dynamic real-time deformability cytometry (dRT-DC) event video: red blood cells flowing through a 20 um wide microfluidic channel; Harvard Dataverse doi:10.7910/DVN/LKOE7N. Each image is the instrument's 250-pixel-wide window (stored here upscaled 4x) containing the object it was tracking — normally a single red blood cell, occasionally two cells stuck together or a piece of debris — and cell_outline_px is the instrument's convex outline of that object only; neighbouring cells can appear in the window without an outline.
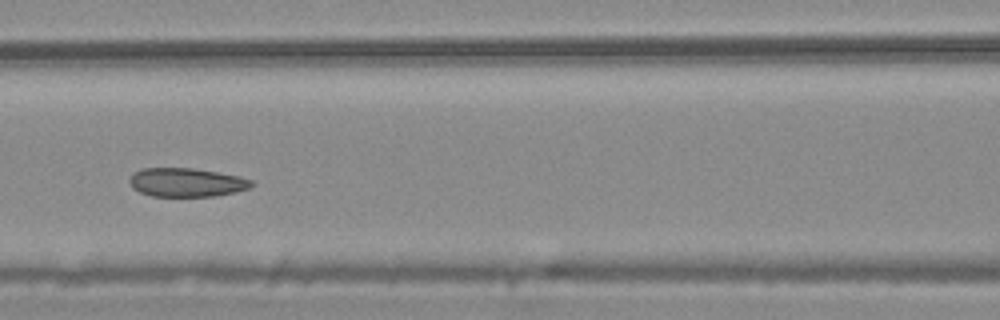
{"species": "common noctule bat (a hibernating species)", "species_latin": "Nyctalus noctula", "temperature_condition": "warm", "stored_images_in_passage": 8, "camera_frame_rate_fps": 3000, "um_per_image_px": 0.085, "animal": {"sex": "male", "body_mass_g": 20.4}, "frame": {"image": 1, "passage_image": 4, "time_ms": 1.0, "image_size_px": [1000, 320], "cell_outline_px": [[256, 184], [248, 188], [236, 192], [216, 196], [152, 196], [140, 192], [132, 188], [128, 180], [132, 172], [140, 168], [192, 168], [240, 176], [252, 180]], "centroid_in_image_um": [15.83, 15.5], "position_along_channel_um": 150.8, "area_um2": 20.63}}
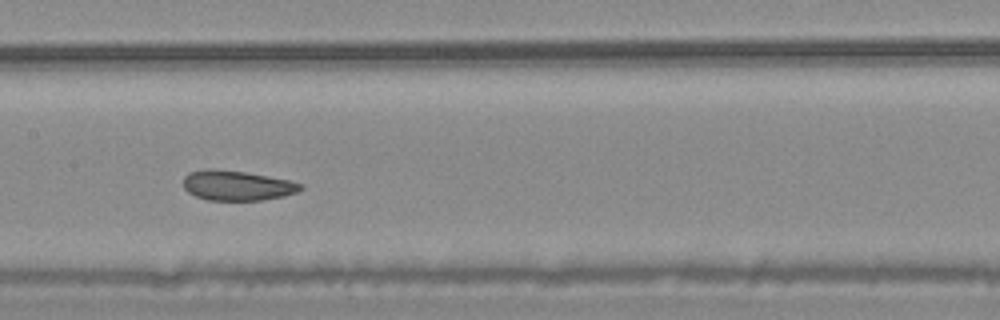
{"frame": {"image": 2, "passage_image": 5, "time_ms": 1.333, "image_size_px": [1000, 320], "cell_outline_px": [[304, 188], [296, 192], [284, 196], [260, 200], [208, 200], [196, 196], [188, 192], [184, 188], [184, 176], [188, 172], [208, 168], [212, 168], [244, 172], [268, 176], [288, 180], [304, 184]], "centroid_in_image_um": [20.14, 15.76], "position_along_channel_um": 187.3, "area_um2": 20.46}}
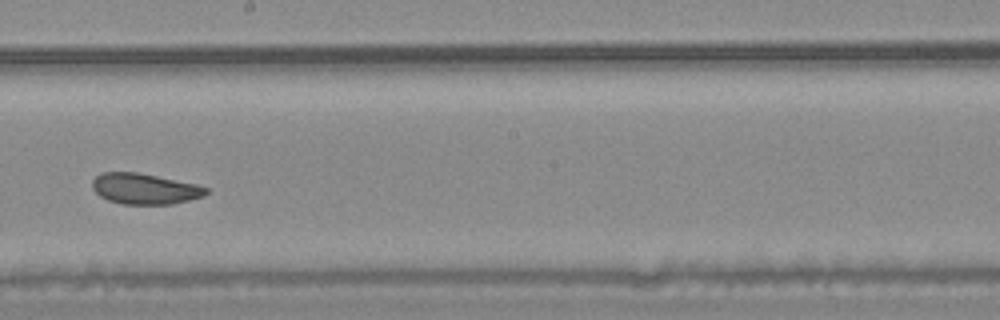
{"frame": {"image": 3, "passage_image": 6, "time_ms": 1.667, "image_size_px": [1000, 320], "cell_outline_px": [[208, 192], [204, 196], [172, 204], [120, 204], [108, 200], [100, 196], [92, 188], [92, 180], [100, 172], [136, 172], [196, 184], [208, 188]], "centroid_in_image_um": [12.27, 16.05], "position_along_channel_um": 235.9, "area_um2": 20.35}}